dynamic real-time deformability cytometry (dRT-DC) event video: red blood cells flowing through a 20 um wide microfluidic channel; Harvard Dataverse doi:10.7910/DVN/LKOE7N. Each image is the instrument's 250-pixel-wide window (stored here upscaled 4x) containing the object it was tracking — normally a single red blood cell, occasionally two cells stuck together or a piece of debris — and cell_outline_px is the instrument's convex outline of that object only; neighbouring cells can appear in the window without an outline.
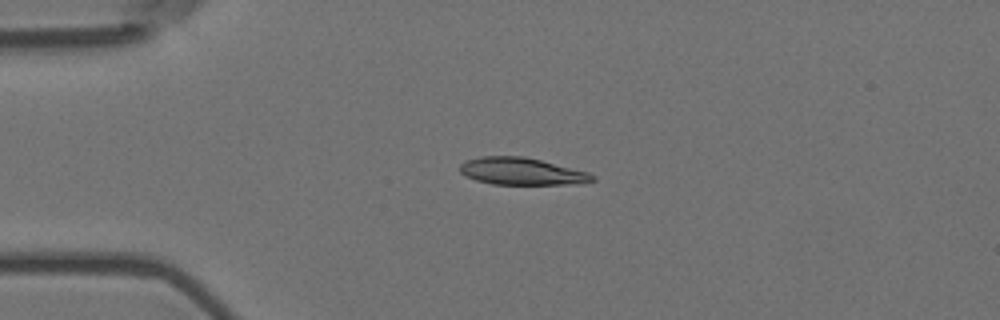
{"species": "Egyptian fruit bat (a non-hibernating species)", "species_latin": "Rousettus aegyptiacus", "temperature_condition": "room temperature", "stored_images_in_passage": 2, "camera_frame_rate_fps": 3000, "um_per_image_px": 0.085, "animal": {"sex": "female"}, "frame": {"image": 1, "passage_image": 1, "time_ms": 0.0, "image_size_px": [1000, 320], "cell_outline_px": [[596, 180], [564, 184], [492, 184], [476, 180], [460, 172], [460, 164], [468, 160], [480, 156], [524, 156], [588, 172], [596, 176]], "centroid_in_image_um": [44.32, 14.55], "position_along_channel_um": 40.7, "area_um2": 20.63}}